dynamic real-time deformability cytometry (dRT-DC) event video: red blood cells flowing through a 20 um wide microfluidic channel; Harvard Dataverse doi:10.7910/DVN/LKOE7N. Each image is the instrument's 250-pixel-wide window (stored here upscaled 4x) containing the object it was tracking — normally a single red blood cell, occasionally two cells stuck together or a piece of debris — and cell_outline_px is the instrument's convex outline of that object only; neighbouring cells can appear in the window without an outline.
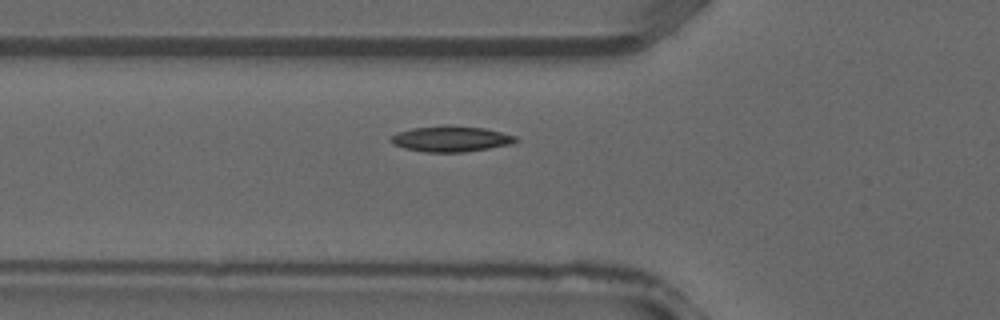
{"species": "common noctule bat (a hibernating species)", "species_latin": "Nyctalus noctula", "temperature_condition": "warm", "stored_images_in_passage": 27, "camera_frame_rate_fps": 3000, "um_per_image_px": 0.085, "animal": {"sex": "male", "forearm_length_mm": 52.5}, "frame": {"image": 1, "passage_image": 5, "time_ms": 1.333, "image_size_px": [1000, 320], "cell_outline_px": [[516, 140], [512, 144], [464, 152], [424, 152], [404, 148], [392, 144], [392, 136], [396, 132], [412, 128], [444, 124], [448, 124], [484, 128], [516, 136]], "centroid_in_image_um": [38.29, 11.79], "position_along_channel_um": 87.5, "area_um2": 18.79}}
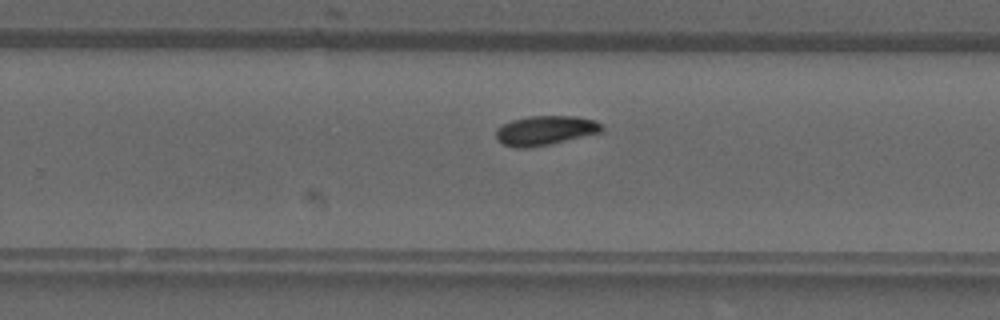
{"frame": {"image": 2, "passage_image": 16, "time_ms": 5.0, "image_size_px": [1000, 320], "cell_outline_px": [[604, 132], [532, 148], [512, 148], [504, 144], [496, 136], [496, 132], [504, 124], [512, 120], [528, 116], [576, 116], [596, 120], [604, 128]], "centroid_in_image_um": [46.4, 11.09], "position_along_channel_um": 283.4, "area_um2": 18.21}}
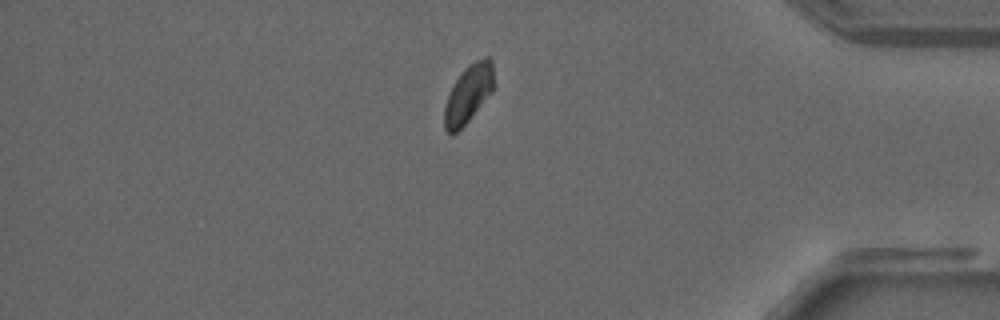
{"frame": {"image": 3, "passage_image": 24, "time_ms": 7.667, "image_size_px": [1000, 320], "cell_outline_px": [[496, 84], [492, 92], [468, 120], [452, 136], [444, 128], [444, 108], [452, 84], [460, 72], [468, 64], [484, 56], [488, 56], [492, 60]], "centroid_in_image_um": [39.84, 7.92], "position_along_channel_um": 395.4, "area_um2": 17.05}}